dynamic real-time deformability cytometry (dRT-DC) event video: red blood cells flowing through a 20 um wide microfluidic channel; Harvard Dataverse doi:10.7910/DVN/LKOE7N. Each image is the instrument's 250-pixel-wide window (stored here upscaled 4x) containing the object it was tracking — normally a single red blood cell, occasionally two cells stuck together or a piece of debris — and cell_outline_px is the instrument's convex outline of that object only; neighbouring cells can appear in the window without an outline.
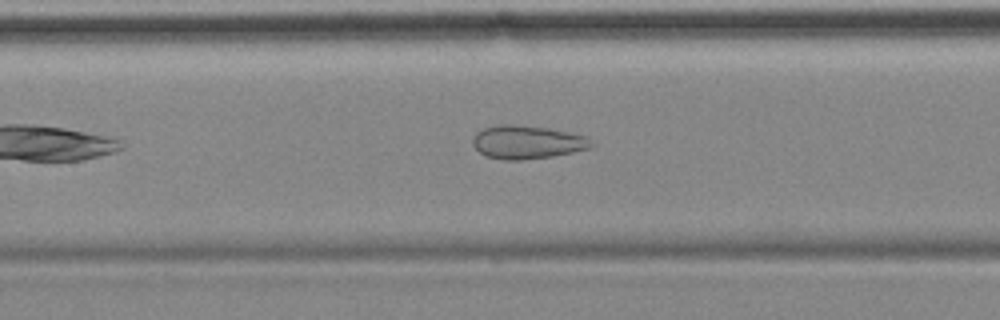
{"species": "common noctule bat (a hibernating species)", "species_latin": "Nyctalus noctula", "temperature_condition": "cold", "stored_images_in_passage": 6, "camera_frame_rate_fps": 3000, "um_per_image_px": 0.085, "animal": {"sex": "female", "body_mass_g": 18.4}, "frame": {"image": 1, "passage_image": 6, "time_ms": 8.0, "image_size_px": [1000, 320], "cell_outline_px": [[596, 144], [592, 148], [552, 156], [524, 160], [504, 160], [488, 156], [480, 152], [472, 144], [472, 140], [476, 132], [484, 128], [500, 124], [512, 124], [548, 128], [568, 132], [584, 136]], "centroid_in_image_um": [44.81, 12.08], "position_along_channel_um": 162.6, "area_um2": 23.0}}